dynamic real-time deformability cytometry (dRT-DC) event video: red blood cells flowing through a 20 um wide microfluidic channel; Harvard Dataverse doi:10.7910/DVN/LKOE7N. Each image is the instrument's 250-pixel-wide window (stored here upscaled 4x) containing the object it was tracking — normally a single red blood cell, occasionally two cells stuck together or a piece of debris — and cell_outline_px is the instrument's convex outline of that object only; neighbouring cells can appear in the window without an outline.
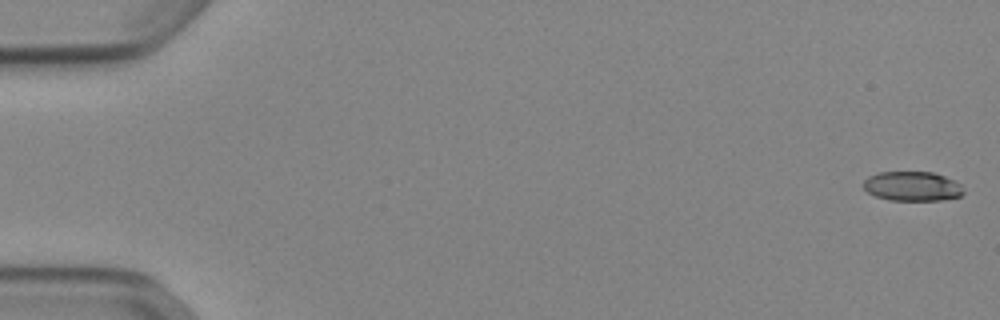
{"species": "Egyptian fruit bat (a non-hibernating species)", "species_latin": "Rousettus aegyptiacus", "temperature_condition": "cold", "stored_images_in_passage": 53, "camera_frame_rate_fps": 3000, "um_per_image_px": 0.085, "animal": {"sex": "female"}, "frame": {"image": 1, "passage_image": 1, "time_ms": 0.0, "image_size_px": [1000, 320], "cell_outline_px": [[964, 192], [960, 196], [944, 200], [888, 200], [876, 196], [868, 192], [864, 188], [864, 180], [868, 176], [880, 172], [932, 172], [944, 176], [960, 184]], "centroid_in_image_um": [77.54, 15.83], "position_along_channel_um": 7.5, "area_um2": 17.11}}
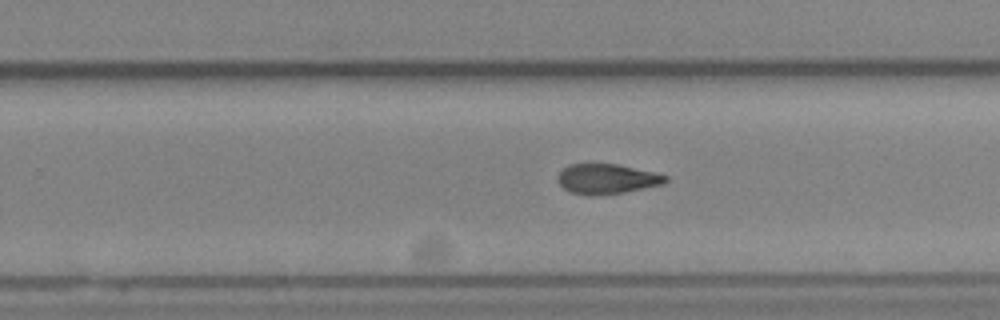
{"frame": {"image": 2, "passage_image": 34, "time_ms": 11.0, "image_size_px": [1000, 320], "cell_outline_px": [[668, 180], [664, 184], [624, 192], [592, 196], [568, 192], [556, 180], [556, 176], [568, 164], [616, 164], [652, 172], [668, 176]], "centroid_in_image_um": [51.54, 15.22], "position_along_channel_um": 278.3, "area_um2": 18.79}}
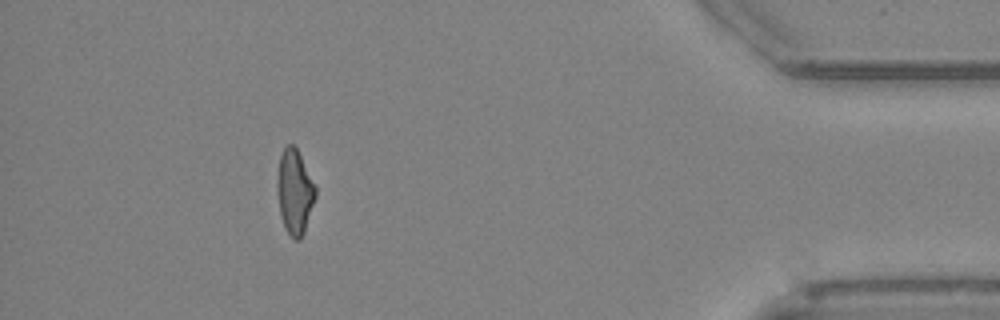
{"frame": {"image": 3, "passage_image": 48, "time_ms": 15.667, "image_size_px": [1000, 320], "cell_outline_px": [[316, 196], [304, 232], [300, 240], [296, 240], [284, 228], [280, 216], [276, 184], [276, 176], [280, 156], [284, 148], [288, 144], [292, 144], [296, 148], [316, 188]], "centroid_in_image_um": [25.02, 16.32], "position_along_channel_um": 410.2, "area_um2": 18.73}, "authors_computed_cell_mechanics": {"area_um2": 19.0162, "velocity_mm_per_s": 3.8968, "shape_relaxation_time_tau1_ms": null, "shape_relaxation_time_tau2_ms": 5.5886, "deformation_change_tau1": null, "deformation_change_tau2": 0.1333}}